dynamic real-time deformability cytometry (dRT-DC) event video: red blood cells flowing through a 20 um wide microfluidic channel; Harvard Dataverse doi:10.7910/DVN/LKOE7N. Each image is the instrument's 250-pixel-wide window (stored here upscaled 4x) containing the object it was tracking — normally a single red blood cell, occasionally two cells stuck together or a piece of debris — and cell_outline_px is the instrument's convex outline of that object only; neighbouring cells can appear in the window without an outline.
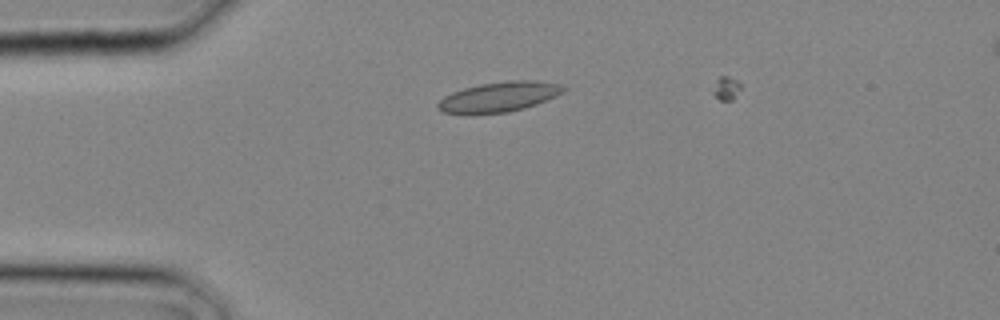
{"species": "common noctule bat (a hibernating species)", "species_latin": "Nyctalus noctula", "temperature_condition": "cold", "stored_images_in_passage": 11, "camera_frame_rate_fps": 3000, "um_per_image_px": 0.085, "animal": {"sex": "male", "body_mass_g": 20.4}, "frame": {"image": 1, "passage_image": 5, "time_ms": 1.333, "image_size_px": [1000, 320], "cell_outline_px": [[568, 88], [564, 92], [556, 96], [536, 104], [524, 108], [508, 112], [468, 116], [444, 112], [436, 108], [436, 104], [444, 96], [452, 92], [464, 88], [480, 84], [508, 80], [536, 80], [560, 84]], "centroid_in_image_um": [42.39, 8.25], "position_along_channel_um": 42.6, "area_um2": 22.54}}
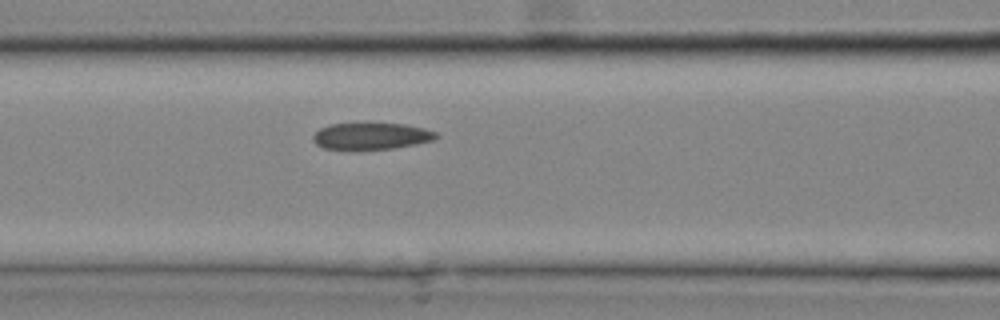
{"frame": {"image": 2, "passage_image": 10, "time_ms": 3.0, "image_size_px": [1000, 320], "cell_outline_px": [[440, 136], [432, 140], [416, 144], [392, 148], [356, 152], [352, 152], [324, 148], [316, 144], [312, 140], [312, 136], [320, 128], [332, 124], [368, 120], [404, 124], [424, 128], [436, 132]], "centroid_in_image_um": [31.5, 11.55], "position_along_channel_um": 135.1, "area_um2": 20.63}}